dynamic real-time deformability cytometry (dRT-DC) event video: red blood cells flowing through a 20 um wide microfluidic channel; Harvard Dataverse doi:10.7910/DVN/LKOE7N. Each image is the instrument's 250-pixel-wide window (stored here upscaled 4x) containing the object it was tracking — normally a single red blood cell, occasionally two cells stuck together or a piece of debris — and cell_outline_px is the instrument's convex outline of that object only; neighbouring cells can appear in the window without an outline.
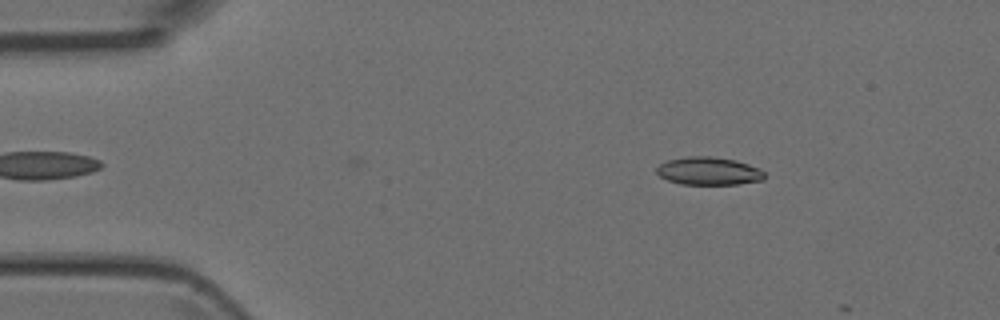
{"species": "Egyptian fruit bat (a non-hibernating species)", "species_latin": "Rousettus aegyptiacus", "temperature_condition": "room temperature", "stored_images_in_passage": 3, "camera_frame_rate_fps": 3000, "um_per_image_px": 0.085, "animal": {"sex": "female"}, "frame": {"image": 1, "passage_image": 1, "time_ms": 0.0, "image_size_px": [1000, 320], "cell_outline_px": [[764, 180], [736, 184], [680, 184], [668, 180], [660, 176], [656, 172], [656, 168], [660, 164], [668, 160], [688, 156], [712, 156], [736, 160], [760, 168], [764, 172]], "centroid_in_image_um": [60.24, 14.53], "position_along_channel_um": 24.8, "area_um2": 17.57}}
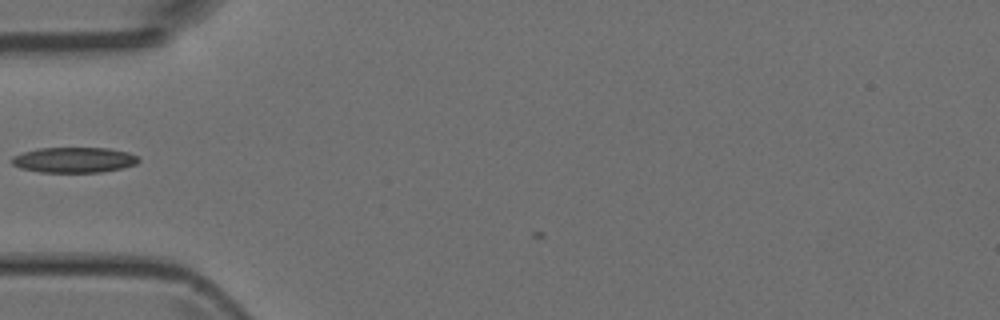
{"frame": {"image": 2, "passage_image": 3, "time_ms": 3.0, "image_size_px": [1000, 320], "cell_outline_px": [[140, 160], [136, 164], [120, 168], [100, 172], [40, 172], [20, 168], [12, 164], [12, 156], [36, 148], [108, 148], [128, 152], [136, 156]], "centroid_in_image_um": [6.27, 13.59], "position_along_channel_um": 78.7, "area_um2": 18.67}}